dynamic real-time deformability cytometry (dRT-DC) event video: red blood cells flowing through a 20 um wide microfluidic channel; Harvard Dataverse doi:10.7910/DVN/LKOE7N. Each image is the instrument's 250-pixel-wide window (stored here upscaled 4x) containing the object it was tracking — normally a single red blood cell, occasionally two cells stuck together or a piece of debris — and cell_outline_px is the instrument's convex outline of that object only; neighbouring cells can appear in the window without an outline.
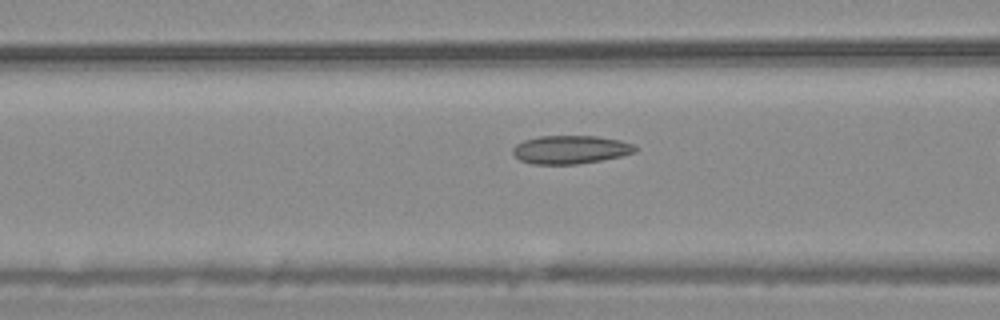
{"species": "common noctule bat (a hibernating species)", "species_latin": "Nyctalus noctula", "temperature_condition": "warm", "stored_images_in_passage": 21, "camera_frame_rate_fps": 3000, "um_per_image_px": 0.085, "animal": {"sex": "male", "body_mass_g": 20.4}, "frame": {"image": 1, "passage_image": 12, "time_ms": 3.667, "image_size_px": [1000, 320], "cell_outline_px": [[640, 148], [636, 152], [620, 156], [600, 160], [576, 164], [532, 164], [520, 160], [512, 152], [512, 148], [516, 144], [524, 140], [540, 136], [596, 136], [620, 140], [632, 144]], "centroid_in_image_um": [48.5, 12.71], "position_along_channel_um": 118.1, "area_um2": 20.17}}
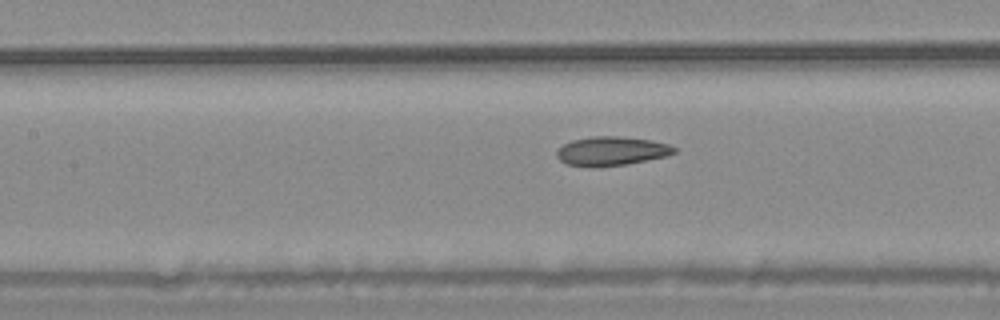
{"frame": {"image": 2, "passage_image": 15, "time_ms": 4.667, "image_size_px": [1000, 320], "cell_outline_px": [[676, 152], [668, 156], [628, 164], [564, 164], [556, 156], [556, 152], [564, 144], [572, 140], [592, 136], [616, 136], [652, 140], [668, 144], [676, 148]], "centroid_in_image_um": [52.04, 12.8], "position_along_channel_um": 155.4, "area_um2": 19.19}}